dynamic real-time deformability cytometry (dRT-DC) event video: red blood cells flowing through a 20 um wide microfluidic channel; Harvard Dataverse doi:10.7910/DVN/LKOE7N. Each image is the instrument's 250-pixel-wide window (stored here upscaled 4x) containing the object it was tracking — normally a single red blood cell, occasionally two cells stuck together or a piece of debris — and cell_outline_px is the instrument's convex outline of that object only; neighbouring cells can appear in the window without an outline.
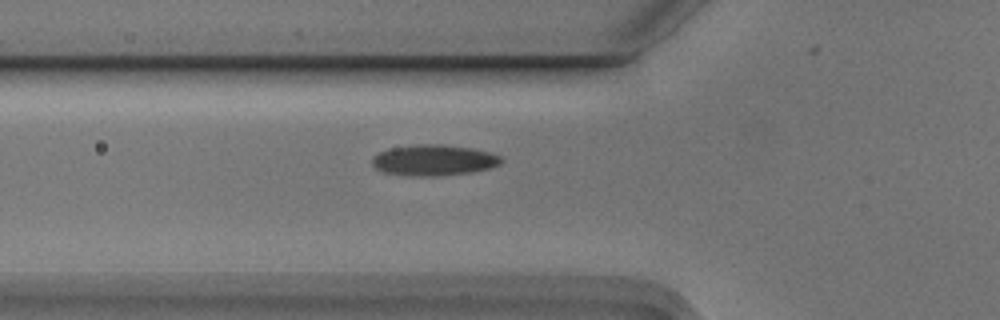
{"species": "Egyptian fruit bat (a non-hibernating species)", "species_latin": "Rousettus aegyptiacus", "temperature_condition": "cold", "stored_images_in_passage": 6, "camera_frame_rate_fps": 3000, "um_per_image_px": 0.085, "animal": {"sex": "male"}, "frame": {"image": 1, "passage_image": 6, "time_ms": 1.667, "image_size_px": [1000, 320], "cell_outline_px": [[504, 160], [500, 164], [488, 168], [472, 172], [436, 176], [408, 176], [384, 172], [376, 168], [372, 164], [372, 156], [388, 148], [420, 144], [440, 144], [472, 148], [488, 152], [500, 156]], "centroid_in_image_um": [36.85, 13.61], "position_along_channel_um": 88.9, "area_um2": 23.24}}